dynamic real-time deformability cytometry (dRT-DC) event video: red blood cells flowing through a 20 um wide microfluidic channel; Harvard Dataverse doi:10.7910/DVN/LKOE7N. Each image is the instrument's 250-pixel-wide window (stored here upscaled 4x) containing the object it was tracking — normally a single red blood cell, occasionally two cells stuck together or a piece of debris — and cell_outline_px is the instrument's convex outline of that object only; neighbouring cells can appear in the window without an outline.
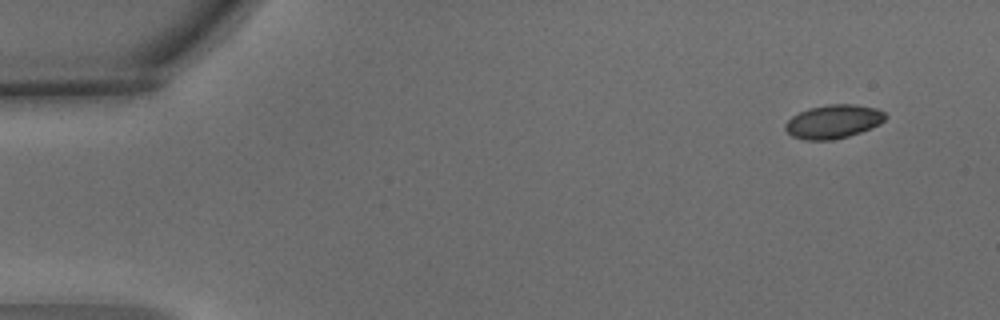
{"species": "common noctule bat (a hibernating species)", "species_latin": "Nyctalus noctula", "temperature_condition": "warm", "stored_images_in_passage": 8, "camera_frame_rate_fps": 3000, "um_per_image_px": 0.085, "animal": {"sex": "male", "body_mass_g": 15.6}, "frame": {"image": 1, "passage_image": 1, "time_ms": 0.0, "image_size_px": [1000, 320], "cell_outline_px": [[888, 116], [880, 124], [872, 128], [848, 136], [832, 140], [804, 140], [792, 136], [784, 128], [784, 124], [792, 116], [808, 108], [828, 104], [856, 104], [876, 108], [884, 112]], "centroid_in_image_um": [70.84, 10.33], "position_along_channel_um": 14.2, "area_um2": 19.77}}
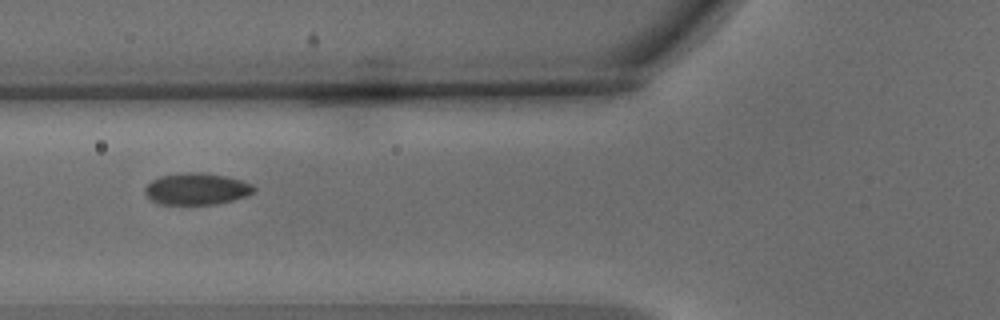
{"frame": {"image": 2, "passage_image": 6, "time_ms": 1.667, "image_size_px": [1000, 320], "cell_outline_px": [[256, 192], [248, 196], [216, 204], [156, 204], [144, 192], [144, 188], [152, 180], [160, 176], [184, 172], [204, 172], [228, 176], [252, 184], [256, 188]], "centroid_in_image_um": [16.74, 16.05], "position_along_channel_um": 109.1, "area_um2": 20.35}}
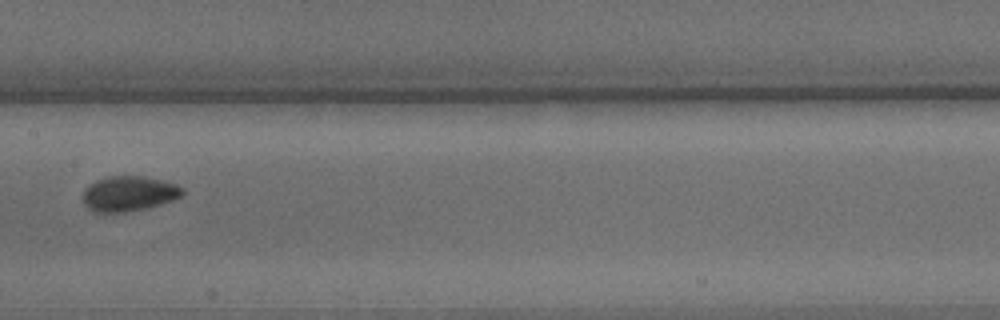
{"frame": {"image": 3, "passage_image": 8, "time_ms": 2.333, "image_size_px": [1000, 320], "cell_outline_px": [[184, 192], [180, 196], [172, 200], [160, 204], [144, 208], [124, 212], [92, 212], [84, 204], [84, 188], [96, 180], [112, 176], [144, 176], [176, 184], [184, 188]], "centroid_in_image_um": [10.94, 16.45], "position_along_channel_um": 196.5, "area_um2": 20.17}}